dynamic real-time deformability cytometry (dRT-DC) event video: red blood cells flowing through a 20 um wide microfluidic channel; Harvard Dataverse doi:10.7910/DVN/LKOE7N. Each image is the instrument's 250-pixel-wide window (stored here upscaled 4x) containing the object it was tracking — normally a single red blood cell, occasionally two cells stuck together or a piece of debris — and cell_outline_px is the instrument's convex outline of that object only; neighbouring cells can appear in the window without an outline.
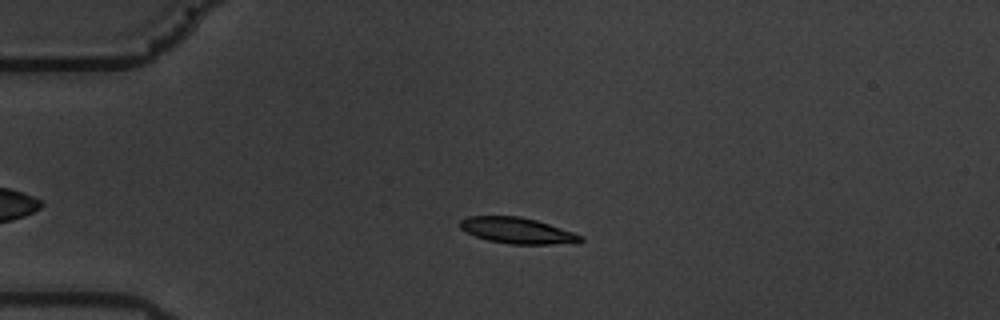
{"species": "common noctule bat (a hibernating species)", "species_latin": "Nyctalus noctula", "temperature_condition": "warm", "stored_images_in_passage": 53, "camera_frame_rate_fps": 3000, "um_per_image_px": 0.085, "animal": {"sex": "male", "body_mass_g": 19.5, "forearm_length_mm": 54.6}, "frame": {"image": 1, "passage_image": 9, "time_ms": 2.667, "image_size_px": [1000, 320], "cell_outline_px": [[584, 240], [548, 244], [508, 244], [488, 240], [476, 236], [460, 228], [460, 220], [468, 216], [520, 216], [536, 220], [584, 236]], "centroid_in_image_um": [43.91, 19.58], "position_along_channel_um": 41.1, "area_um2": 17.86}}
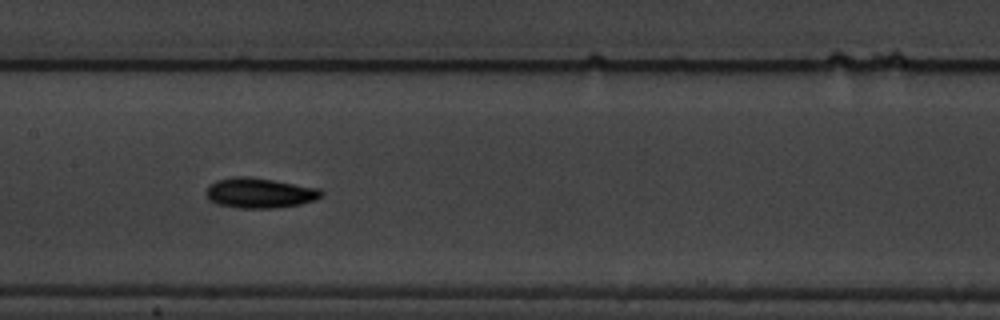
{"frame": {"image": 2, "passage_image": 24, "time_ms": 7.667, "image_size_px": [1000, 320], "cell_outline_px": [[324, 196], [316, 200], [300, 204], [276, 208], [236, 208], [216, 204], [208, 200], [204, 192], [216, 180], [236, 176], [248, 176], [320, 188], [324, 192]], "centroid_in_image_um": [22.08, 16.41], "position_along_channel_um": 185.3, "area_um2": 20.46}}
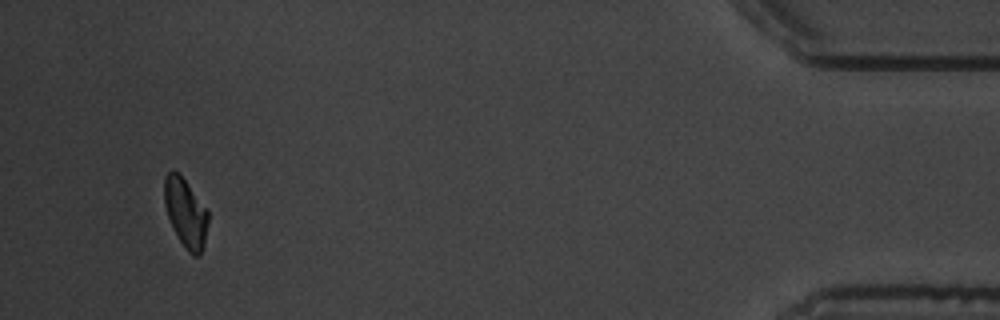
{"frame": {"image": 3, "passage_image": 50, "time_ms": 16.333, "image_size_px": [1000, 320], "cell_outline_px": [[208, 224], [204, 244], [200, 256], [192, 256], [188, 252], [180, 240], [168, 216], [164, 204], [164, 176], [168, 172], [176, 172], [184, 180], [208, 208]], "centroid_in_image_um": [15.8, 18.11], "position_along_channel_um": 419.4, "area_um2": 17.4}, "authors_computed_cell_mechanics": {"area_um2": 18.6116, "velocity_mm_per_s": 3.5076, "shape_relaxation_time_tau1_ms": 2.9985, "shape_relaxation_time_tau2_ms": 3.7045, "deformation_change_tau1": 0.1328, "deformation_change_tau2": 0.0772}}